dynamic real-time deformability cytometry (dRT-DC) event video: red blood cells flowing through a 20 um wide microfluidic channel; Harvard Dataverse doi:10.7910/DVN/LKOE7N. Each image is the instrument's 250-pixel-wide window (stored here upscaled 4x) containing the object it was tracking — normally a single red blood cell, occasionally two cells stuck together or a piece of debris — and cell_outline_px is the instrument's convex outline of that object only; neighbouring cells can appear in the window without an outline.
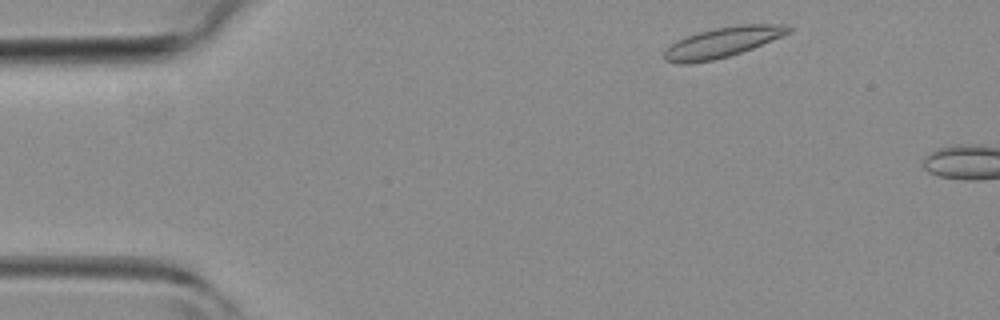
{"species": "common noctule bat (a hibernating species)", "species_latin": "Nyctalus noctula", "temperature_condition": "room temperature", "stored_images_in_passage": 4, "camera_frame_rate_fps": 3000, "um_per_image_px": 0.085, "animal": {"sex": "female", "body_mass_g": 19.3, "forearm_length_mm": 54.1}, "frame": {"image": 1, "passage_image": 2, "time_ms": 0.333, "image_size_px": [1000, 320], "cell_outline_px": [[792, 32], [752, 48], [728, 56], [712, 60], [688, 64], [680, 64], [664, 60], [664, 52], [676, 40], [700, 32], [716, 28], [736, 24], [792, 24]], "centroid_in_image_um": [61.46, 3.58], "position_along_channel_um": 23.5, "area_um2": 21.73}}